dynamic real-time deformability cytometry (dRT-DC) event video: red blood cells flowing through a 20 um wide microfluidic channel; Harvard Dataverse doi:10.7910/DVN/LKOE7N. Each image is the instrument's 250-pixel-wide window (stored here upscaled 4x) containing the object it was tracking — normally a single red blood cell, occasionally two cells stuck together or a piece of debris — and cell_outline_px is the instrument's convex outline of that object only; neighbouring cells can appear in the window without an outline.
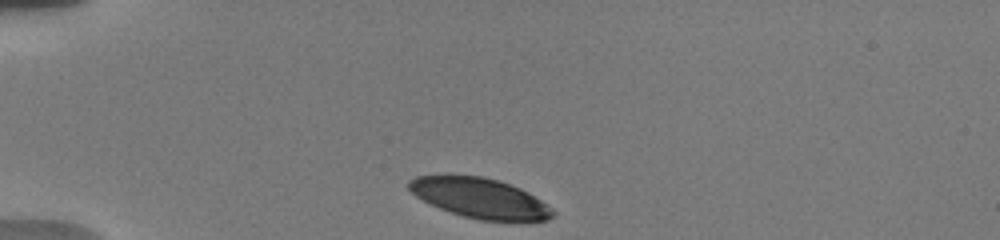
{"species": "human", "species_latin": "Homo sapiens", "temperature_condition": "warm", "stored_images_in_passage": 7, "camera_frame_rate_fps": 3000, "um_per_image_px": 0.085, "donor": {"sex": "male"}, "frame": {"image": 1, "passage_image": 1, "time_ms": 0.0, "image_size_px": [1000, 240], "cell_outline_px": [[556, 212], [548, 220], [480, 220], [464, 216], [440, 208], [416, 196], [408, 188], [408, 180], [416, 176], [484, 176], [520, 188], [528, 192], [540, 200]], "centroid_in_image_um": [40.79, 16.83], "position_along_channel_um": 44.2, "area_um2": 32.77}}
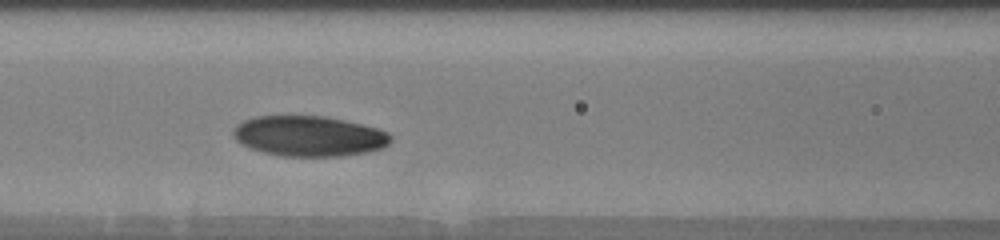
{"frame": {"image": 2, "passage_image": 6, "time_ms": 3.667, "image_size_px": [1000, 240], "cell_outline_px": [[392, 140], [384, 148], [368, 152], [344, 156], [280, 156], [264, 152], [240, 144], [232, 136], [232, 132], [236, 124], [244, 120], [256, 116], [324, 116], [344, 120], [376, 128], [388, 132], [392, 136]], "centroid_in_image_um": [26.26, 11.57], "position_along_channel_um": 140.3, "area_um2": 37.22}}
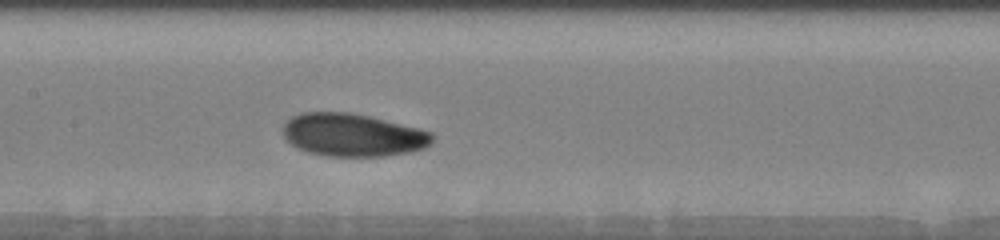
{"frame": {"image": 3, "passage_image": 7, "time_ms": 4.667, "image_size_px": [1000, 240], "cell_outline_px": [[436, 136], [432, 144], [424, 148], [408, 152], [384, 156], [328, 156], [308, 152], [292, 144], [284, 136], [284, 124], [292, 116], [300, 112], [348, 112], [368, 116], [420, 128], [432, 132]], "centroid_in_image_um": [30.04, 11.47], "position_along_channel_um": 177.4, "area_um2": 37.28}}